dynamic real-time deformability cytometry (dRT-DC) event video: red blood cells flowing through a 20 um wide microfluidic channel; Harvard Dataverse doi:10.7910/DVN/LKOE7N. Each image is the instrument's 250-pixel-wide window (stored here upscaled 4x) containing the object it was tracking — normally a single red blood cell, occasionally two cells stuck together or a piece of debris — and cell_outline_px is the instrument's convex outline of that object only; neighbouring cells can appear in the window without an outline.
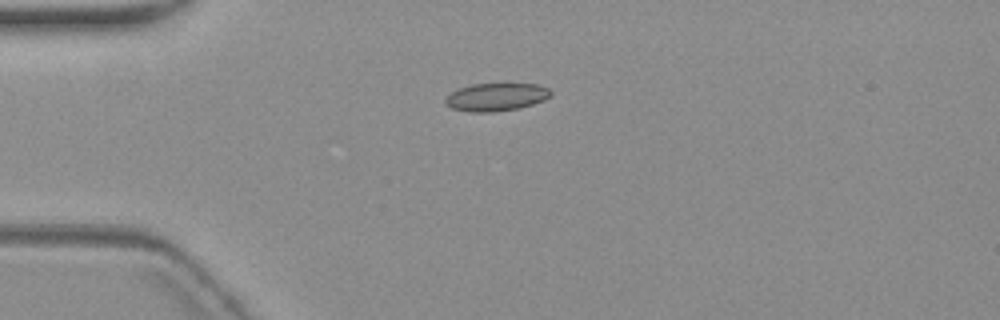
{"species": "common noctule bat (a hibernating species)", "species_latin": "Nyctalus noctula", "temperature_condition": "warm", "stored_images_in_passage": 5, "segment_of_instrument_passage": [2, 2], "camera_frame_rate_fps": 3000, "um_per_image_px": 0.085, "animal": {"sex": "female", "body_mass_g": 19.3, "forearm_length_mm": 54.1}, "frame": {"image": 1, "passage_image": 5, "time_ms": 6.0, "image_size_px": [1000, 320], "cell_outline_px": [[552, 96], [544, 100], [520, 108], [492, 112], [468, 112], [452, 108], [444, 100], [452, 92], [460, 88], [472, 84], [536, 84], [548, 88], [552, 92]], "centroid_in_image_um": [42.21, 8.25], "position_along_channel_um": 42.8, "area_um2": 16.99}}